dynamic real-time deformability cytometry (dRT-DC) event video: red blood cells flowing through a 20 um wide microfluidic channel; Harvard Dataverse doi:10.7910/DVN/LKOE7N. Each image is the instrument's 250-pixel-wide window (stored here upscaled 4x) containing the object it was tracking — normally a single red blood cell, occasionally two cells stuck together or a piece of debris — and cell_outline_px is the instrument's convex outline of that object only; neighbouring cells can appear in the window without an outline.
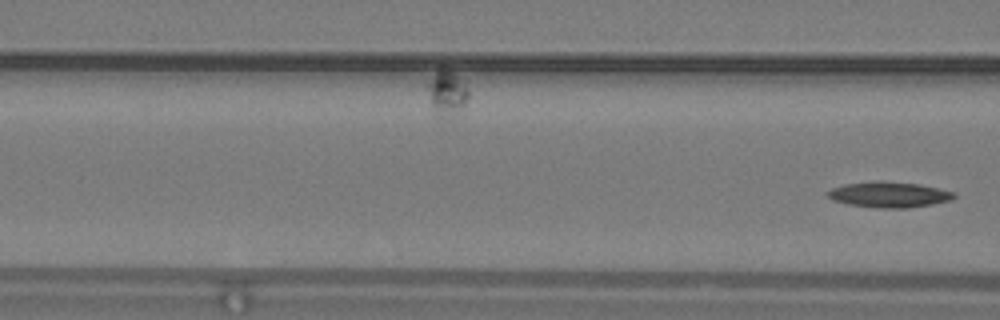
{"species": "common noctule bat (a hibernating species)", "species_latin": "Nyctalus noctula", "temperature_condition": "warm", "stored_images_in_passage": 12, "camera_frame_rate_fps": 3000, "um_per_image_px": 0.085, "animal": {"sex": "male", "body_mass_g": 19.2, "forearm_length_mm": 51.8}, "frame": {"image": 1, "passage_image": 12, "time_ms": 3.667, "image_size_px": [1000, 320], "cell_outline_px": [[956, 196], [948, 200], [932, 204], [908, 208], [876, 208], [848, 204], [832, 200], [824, 192], [832, 188], [844, 184], [880, 180], [920, 184], [956, 192]], "centroid_in_image_um": [75.53, 16.53], "position_along_channel_um": 91.1, "area_um2": 19.02}}